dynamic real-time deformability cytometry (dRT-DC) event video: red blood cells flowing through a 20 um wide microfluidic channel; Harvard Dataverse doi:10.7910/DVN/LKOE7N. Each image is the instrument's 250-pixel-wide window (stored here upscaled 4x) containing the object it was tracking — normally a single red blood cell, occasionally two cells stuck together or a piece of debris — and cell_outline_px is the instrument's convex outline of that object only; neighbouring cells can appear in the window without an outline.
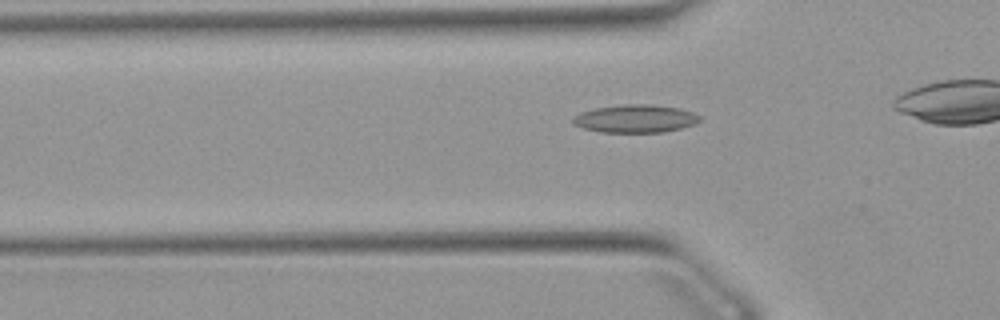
{"species": "Egyptian fruit bat (a non-hibernating species)", "species_latin": "Rousettus aegyptiacus", "temperature_condition": "warm", "stored_images_in_passage": 32, "camera_frame_rate_fps": 3000, "um_per_image_px": 0.085, "animal": {"sex": "female"}, "frame": {"image": 1, "passage_image": 8, "time_ms": 2.333, "image_size_px": [1000, 320], "cell_outline_px": [[700, 120], [696, 124], [664, 132], [600, 132], [584, 128], [572, 124], [572, 116], [580, 112], [596, 108], [628, 104], [652, 104], [680, 108], [692, 112], [700, 116]], "centroid_in_image_um": [54.0, 10.08], "position_along_channel_um": 71.8, "area_um2": 20.69}}
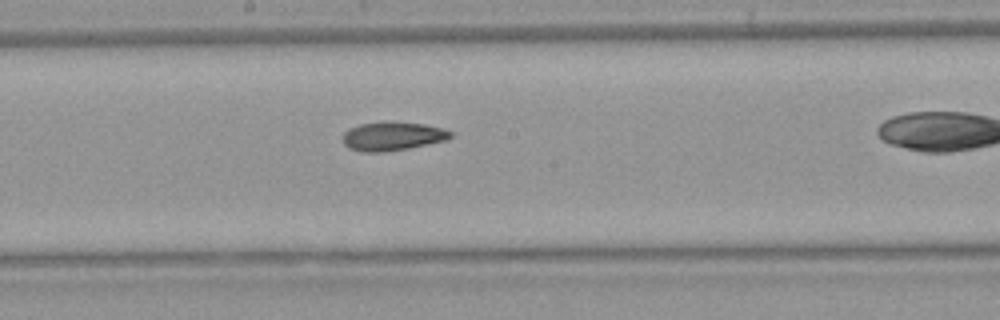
{"frame": {"image": 2, "passage_image": 19, "time_ms": 6.0, "image_size_px": [1000, 320], "cell_outline_px": [[452, 136], [448, 140], [408, 148], [384, 152], [360, 152], [348, 148], [344, 144], [344, 132], [348, 128], [360, 124], [424, 124], [444, 128], [452, 132]], "centroid_in_image_um": [33.37, 11.62], "position_along_channel_um": 214.8, "area_um2": 17.46}}
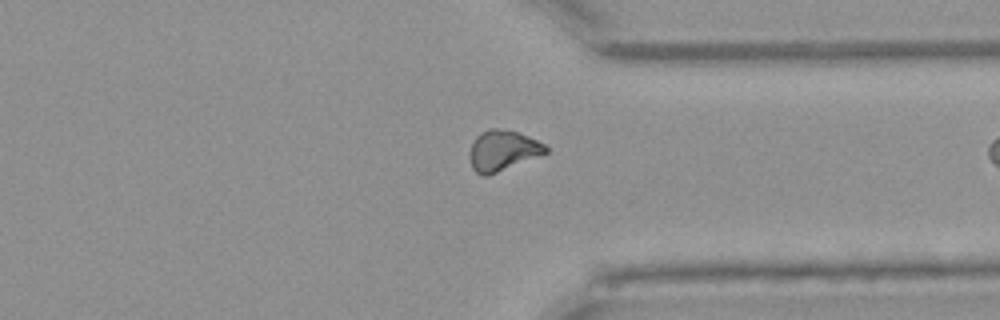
{"frame": {"image": 3, "passage_image": 31, "time_ms": 10.0, "image_size_px": [1000, 320], "cell_outline_px": [[548, 152], [488, 176], [480, 176], [472, 168], [468, 156], [468, 152], [476, 136], [480, 132], [488, 128], [496, 128], [516, 132], [528, 136], [544, 144], [548, 148]], "centroid_in_image_um": [42.68, 12.8], "position_along_channel_um": 368.7, "area_um2": 17.98}}